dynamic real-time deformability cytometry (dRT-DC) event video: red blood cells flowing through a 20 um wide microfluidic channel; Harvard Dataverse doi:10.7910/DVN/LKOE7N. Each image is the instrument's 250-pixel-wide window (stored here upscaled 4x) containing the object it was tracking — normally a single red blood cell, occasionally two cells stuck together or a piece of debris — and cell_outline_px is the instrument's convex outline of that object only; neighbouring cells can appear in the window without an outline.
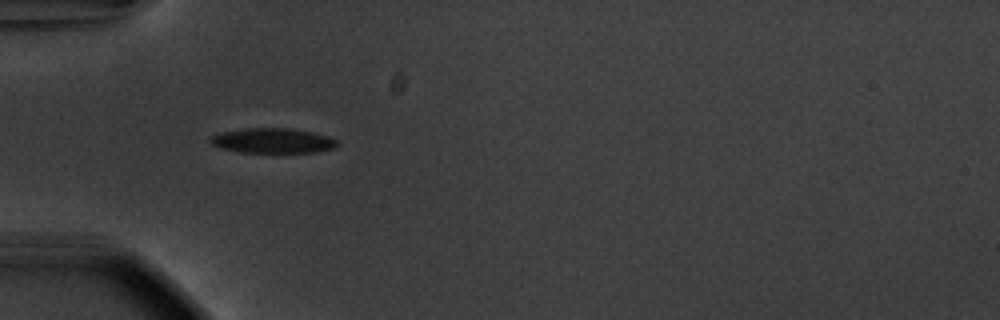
{"species": "common noctule bat (a hibernating species)", "species_latin": "Nyctalus noctula", "temperature_condition": "warm", "stored_images_in_passage": 38, "camera_frame_rate_fps": 3000, "um_per_image_px": 0.085, "animal": {"sex": "male", "body_mass_g": 20.1, "forearm_length_mm": 53.5}, "frame": {"image": 1, "passage_image": 1, "time_ms": 0.0, "image_size_px": [1000, 320], "cell_outline_px": [[340, 144], [336, 148], [316, 152], [240, 152], [220, 148], [212, 144], [212, 136], [224, 132], [248, 128], [288, 128], [312, 132], [328, 136], [336, 140]], "centroid_in_image_um": [23.26, 11.96], "position_along_channel_um": 61.7, "area_um2": 18.21}}
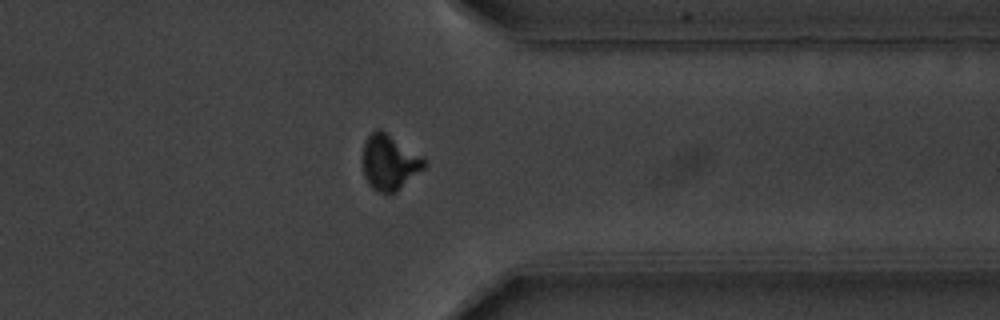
{"frame": {"image": 2, "passage_image": 27, "time_ms": 8.667, "image_size_px": [1000, 320], "cell_outline_px": [[428, 164], [424, 168], [396, 192], [380, 192], [372, 188], [368, 184], [364, 176], [364, 144], [368, 136], [376, 128], [380, 128], [424, 156], [428, 160]], "centroid_in_image_um": [33.15, 13.78], "position_along_channel_um": 378.3, "area_um2": 19.88}}
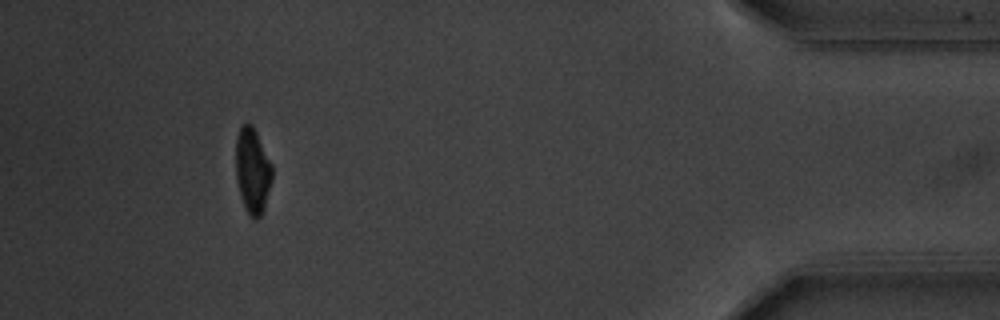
{"frame": {"image": 3, "passage_image": 34, "time_ms": 11.0, "image_size_px": [1000, 320], "cell_outline_px": [[272, 180], [264, 208], [260, 216], [256, 220], [248, 212], [240, 196], [236, 180], [236, 136], [240, 128], [248, 120], [252, 124], [272, 164]], "centroid_in_image_um": [21.46, 14.47], "position_along_channel_um": 413.7, "area_um2": 18.03}, "authors_computed_cell_mechanics": {"area_um2": 18.8428, "velocity_mm_per_s": 3.7358, "shape_relaxation_time_tau1_ms": 2.7621, "shape_relaxation_time_tau2_ms": 1.5926, "deformation_change_tau1": 0.1673, "deformation_change_tau2": 0.0711}}